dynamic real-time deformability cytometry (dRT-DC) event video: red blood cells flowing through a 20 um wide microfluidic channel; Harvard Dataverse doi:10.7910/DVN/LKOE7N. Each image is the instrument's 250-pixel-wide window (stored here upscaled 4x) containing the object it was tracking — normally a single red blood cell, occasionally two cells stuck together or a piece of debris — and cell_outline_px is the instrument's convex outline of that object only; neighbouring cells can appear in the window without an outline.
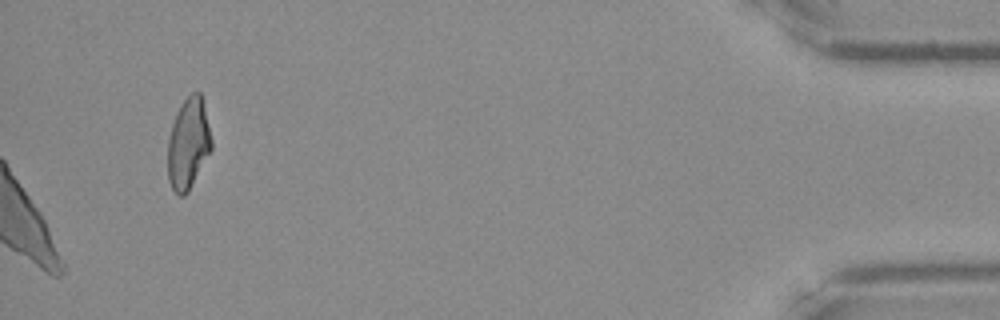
{"species": "Egyptian fruit bat (a non-hibernating species)", "species_latin": "Rousettus aegyptiacus", "temperature_condition": "warm", "stored_images_in_passage": 53, "camera_frame_rate_fps": 3000, "um_per_image_px": 0.085, "frame": {"image": 1, "passage_image": 53, "time_ms": 17.333, "image_size_px": [1000, 320], "cell_outline_px": [[212, 148], [188, 192], [184, 196], [176, 196], [168, 180], [168, 140], [172, 124], [176, 112], [180, 104], [192, 92], [200, 92], [204, 104], [212, 140]], "centroid_in_image_um": [16.0, 12.22], "position_along_channel_um": 419.2, "area_um2": 23.24}}